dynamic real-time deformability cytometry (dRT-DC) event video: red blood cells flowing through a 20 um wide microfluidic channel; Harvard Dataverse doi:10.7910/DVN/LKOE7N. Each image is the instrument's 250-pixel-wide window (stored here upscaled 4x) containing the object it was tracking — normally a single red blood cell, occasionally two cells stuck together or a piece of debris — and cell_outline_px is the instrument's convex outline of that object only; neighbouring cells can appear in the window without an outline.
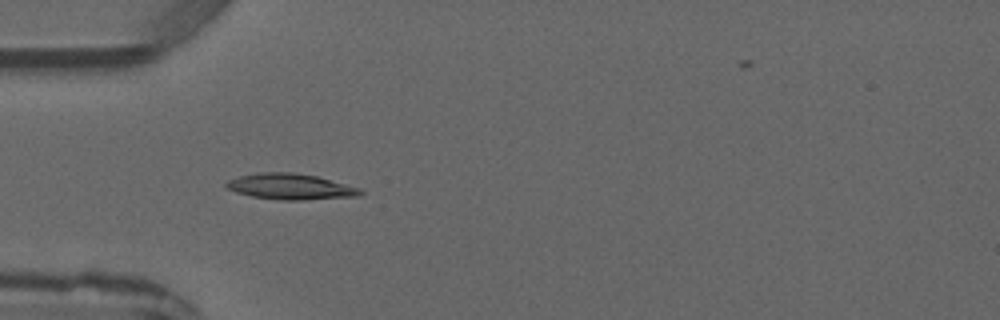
{"species": "common noctule bat (a hibernating species)", "species_latin": "Nyctalus noctula", "temperature_condition": "warm", "stored_images_in_passage": 5, "camera_frame_rate_fps": 3000, "um_per_image_px": 0.085, "animal": {"sex": "male", "forearm_length_mm": 52.5}, "frame": {"image": 1, "passage_image": 4, "time_ms": 4.333, "image_size_px": [1000, 320], "cell_outline_px": [[364, 192], [360, 196], [300, 200], [280, 200], [252, 196], [236, 192], [228, 188], [224, 184], [228, 180], [240, 176], [260, 172], [292, 172], [316, 176], [360, 188]], "centroid_in_image_um": [24.7, 15.86], "position_along_channel_um": 60.3, "area_um2": 20.06}}
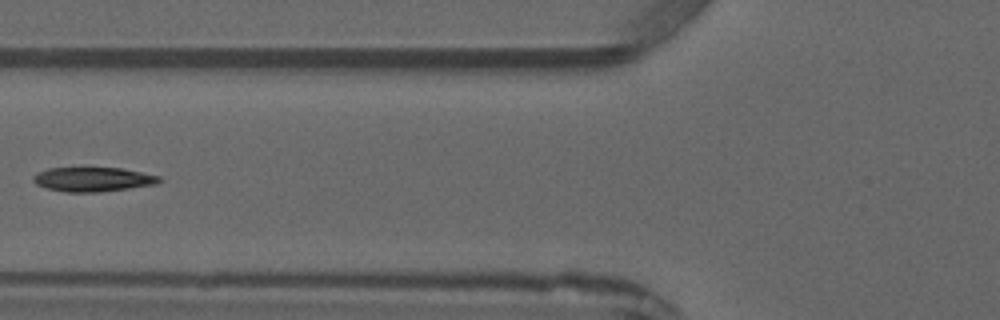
{"frame": {"image": 2, "passage_image": 5, "time_ms": 5.667, "image_size_px": [1000, 320], "cell_outline_px": [[164, 180], [156, 184], [100, 192], [64, 192], [48, 188], [36, 184], [32, 180], [32, 176], [48, 168], [120, 168], [160, 176]], "centroid_in_image_um": [7.91, 15.25], "position_along_channel_um": 117.9, "area_um2": 17.74}}